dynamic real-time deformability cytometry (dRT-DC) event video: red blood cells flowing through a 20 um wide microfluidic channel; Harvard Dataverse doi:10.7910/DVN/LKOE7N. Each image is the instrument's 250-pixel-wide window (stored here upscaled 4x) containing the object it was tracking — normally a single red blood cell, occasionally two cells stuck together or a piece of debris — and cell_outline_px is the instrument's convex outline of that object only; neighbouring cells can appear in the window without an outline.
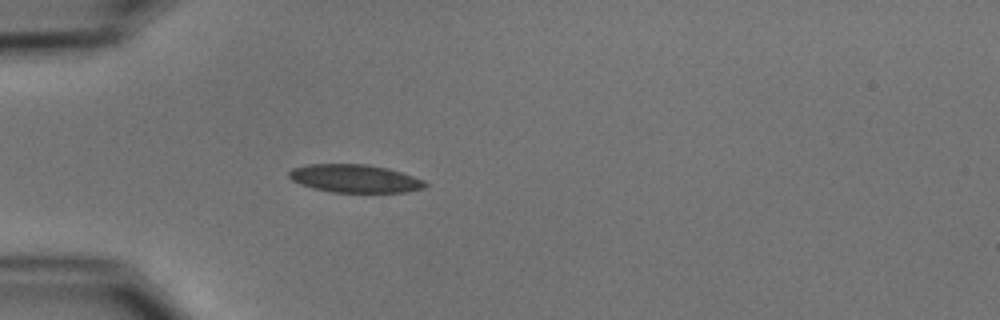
{"species": "common noctule bat (a hibernating species)", "species_latin": "Nyctalus noctula", "temperature_condition": "cold", "stored_images_in_passage": 39, "camera_frame_rate_fps": 3000, "um_per_image_px": 0.085, "animal": {"sex": "male", "body_mass_g": 15.6}, "frame": {"image": 1, "passage_image": 1, "time_ms": 0.0, "image_size_px": [1000, 320], "cell_outline_px": [[428, 184], [424, 188], [404, 192], [332, 192], [312, 188], [300, 184], [292, 180], [288, 176], [288, 172], [292, 168], [308, 164], [364, 164], [388, 168], [424, 180]], "centroid_in_image_um": [30.13, 15.17], "position_along_channel_um": 54.9, "area_um2": 22.2}}
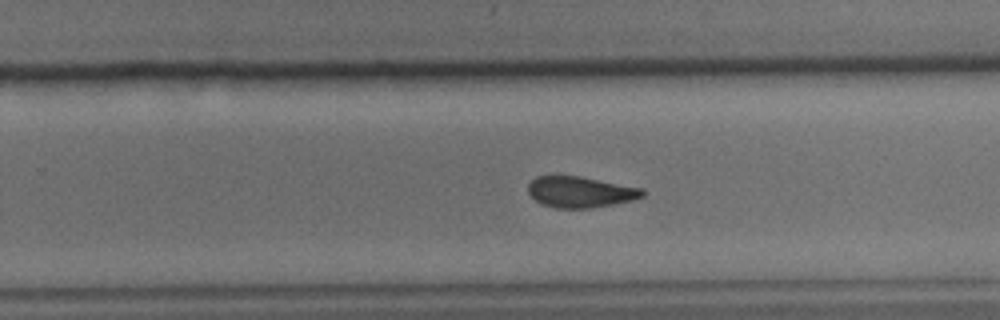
{"frame": {"image": 2, "passage_image": 20, "time_ms": 6.333, "image_size_px": [1000, 320], "cell_outline_px": [[644, 196], [632, 200], [592, 208], [556, 208], [540, 204], [528, 192], [528, 184], [536, 176], [580, 176], [644, 188]], "centroid_in_image_um": [49.33, 16.32], "position_along_channel_um": 280.5, "area_um2": 20.69}}
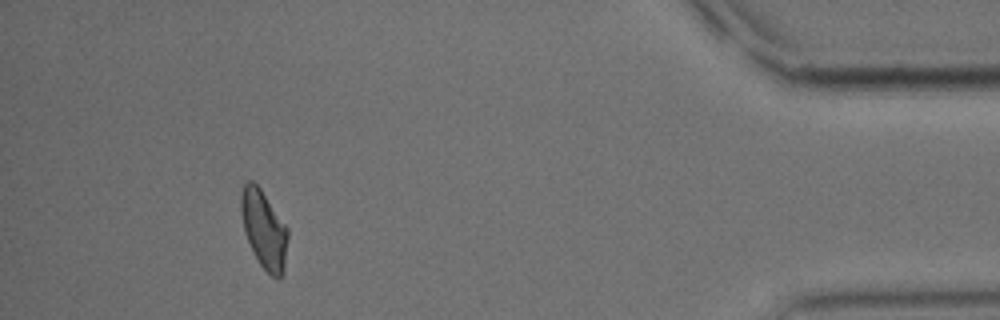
{"frame": {"image": 3, "passage_image": 35, "time_ms": 11.333, "image_size_px": [1000, 320], "cell_outline_px": [[288, 236], [284, 268], [280, 280], [276, 280], [260, 264], [244, 232], [240, 212], [240, 192], [244, 184], [248, 180], [252, 180], [260, 188], [288, 228]], "centroid_in_image_um": [22.42, 19.48], "position_along_channel_um": 412.8, "area_um2": 21.21}, "authors_computed_cell_mechanics": {"area_um2": 21.5594, "velocity_mm_per_s": 3.7084, "shape_relaxation_time_tau1_ms": 5.3387, "shape_relaxation_time_tau2_ms": 3.8792, "deformation_change_tau1": 0.1227, "deformation_change_tau2": 0.099}}